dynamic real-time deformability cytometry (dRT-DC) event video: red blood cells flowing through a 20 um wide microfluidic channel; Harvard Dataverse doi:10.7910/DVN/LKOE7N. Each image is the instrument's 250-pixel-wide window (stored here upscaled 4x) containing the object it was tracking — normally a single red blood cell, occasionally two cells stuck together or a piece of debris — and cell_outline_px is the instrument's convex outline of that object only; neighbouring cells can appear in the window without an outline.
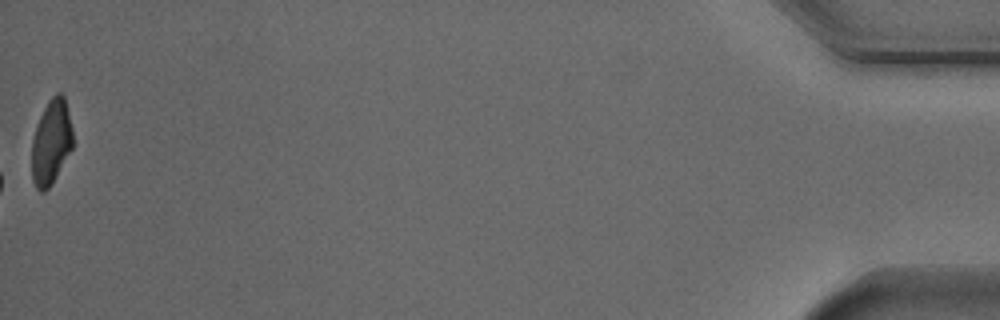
{"species": "Egyptian fruit bat (a non-hibernating species)", "species_latin": "Rousettus aegyptiacus", "temperature_condition": "cold", "stored_images_in_passage": 55, "camera_frame_rate_fps": 3000, "um_per_image_px": 0.085, "animal": {"sex": "male"}, "frame": {"image": 1, "passage_image": 55, "time_ms": 18.0, "image_size_px": [1000, 320], "cell_outline_px": [[72, 148], [52, 184], [44, 192], [40, 192], [36, 188], [32, 180], [32, 140], [40, 116], [48, 100], [56, 92], [60, 92], [64, 96], [72, 128]], "centroid_in_image_um": [4.34, 12.09], "position_along_channel_um": 430.9, "area_um2": 20.17}, "authors_computed_cell_mechanics": {"area_um2": 20.7502, "velocity_mm_per_s": 3.7546, "shape_relaxation_time_tau1_ms": 2.6833, "shape_relaxation_time_tau2_ms": null, "deformation_change_tau1": 0.0997, "deformation_change_tau2": null}}